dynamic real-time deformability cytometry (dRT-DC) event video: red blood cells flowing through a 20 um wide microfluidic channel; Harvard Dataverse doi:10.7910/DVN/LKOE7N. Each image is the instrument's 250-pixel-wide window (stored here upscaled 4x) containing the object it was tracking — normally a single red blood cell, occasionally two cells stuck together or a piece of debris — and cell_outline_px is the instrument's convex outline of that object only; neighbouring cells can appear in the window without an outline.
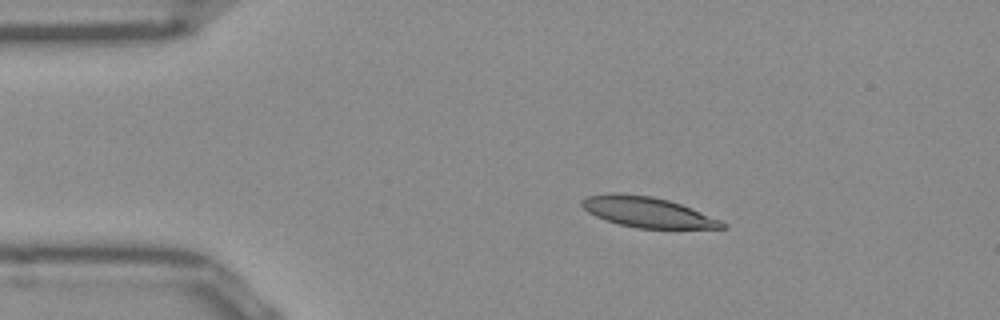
{"species": "Egyptian fruit bat (a non-hibernating species)", "species_latin": "Rousettus aegyptiacus", "temperature_condition": "room temperature", "stored_images_in_passage": 50, "camera_frame_rate_fps": 3000, "um_per_image_px": 0.085, "frame": {"image": 1, "passage_image": 8, "time_ms": 2.333, "image_size_px": [1000, 320], "cell_outline_px": [[728, 228], [636, 228], [620, 224], [596, 216], [588, 212], [580, 204], [580, 200], [584, 196], [612, 192], [620, 192], [652, 196], [668, 200], [680, 204], [720, 220], [728, 224]], "centroid_in_image_um": [54.98, 18.01], "position_along_channel_um": 30.0, "area_um2": 24.8}}
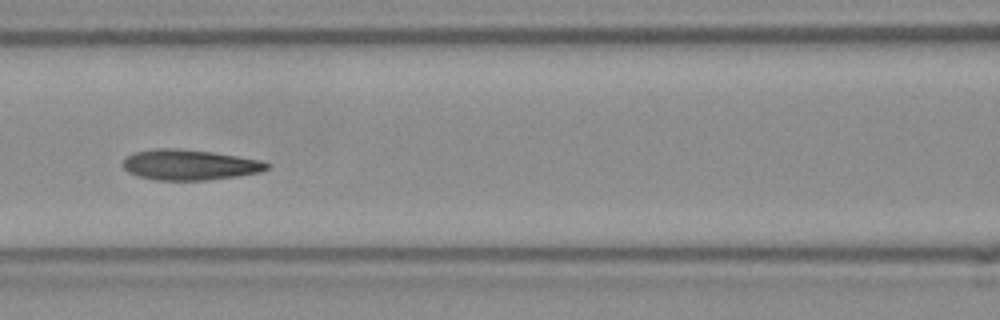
{"frame": {"image": 2, "passage_image": 21, "time_ms": 6.667, "image_size_px": [1000, 320], "cell_outline_px": [[272, 168], [260, 172], [240, 176], [208, 180], [156, 180], [136, 176], [128, 172], [124, 168], [124, 160], [128, 156], [136, 152], [160, 148], [176, 148], [212, 152], [260, 160], [272, 164]], "centroid_in_image_um": [16.17, 14.02], "position_along_channel_um": 150.4, "area_um2": 25.61}}
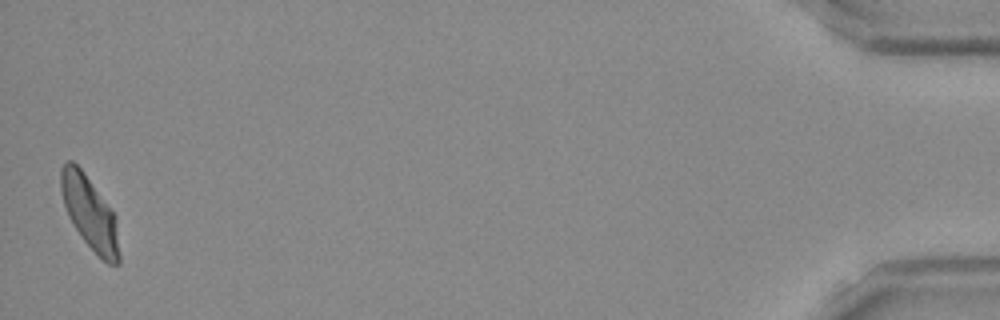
{"frame": {"image": 3, "passage_image": 50, "time_ms": 16.333, "image_size_px": [1000, 320], "cell_outline_px": [[120, 264], [108, 264], [84, 240], [68, 216], [64, 204], [60, 188], [60, 168], [68, 160], [72, 160], [84, 172], [116, 216], [120, 256]], "centroid_in_image_um": [7.63, 18.08], "position_along_channel_um": 427.6, "area_um2": 24.51}, "authors_computed_cell_mechanics": {"area_um2": 25.0852, "velocity_mm_per_s": 3.8815, "shape_relaxation_time_tau1_ms": 7.1025, "shape_relaxation_time_tau2_ms": 3.2654, "deformation_change_tau1": 0.2036, "deformation_change_tau2": 0.0951}}